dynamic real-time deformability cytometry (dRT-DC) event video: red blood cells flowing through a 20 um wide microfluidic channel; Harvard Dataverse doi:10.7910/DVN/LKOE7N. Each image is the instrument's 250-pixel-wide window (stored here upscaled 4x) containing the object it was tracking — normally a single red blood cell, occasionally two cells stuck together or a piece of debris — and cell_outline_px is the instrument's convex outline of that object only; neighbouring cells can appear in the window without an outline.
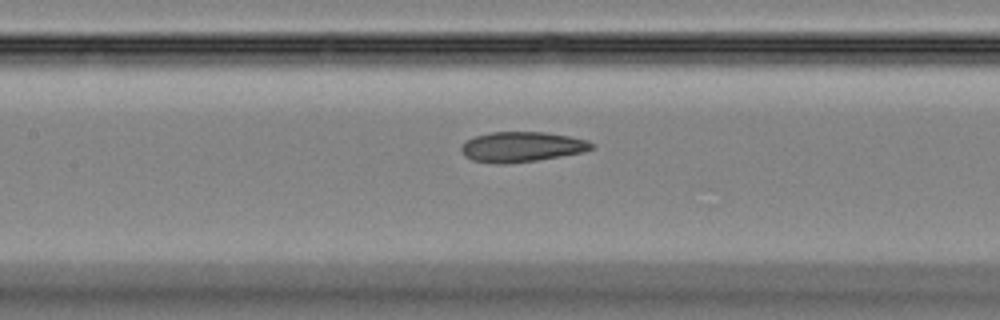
{"species": "Egyptian fruit bat (a non-hibernating species)", "species_latin": "Rousettus aegyptiacus", "temperature_condition": "room temperature", "stored_images_in_passage": 44, "camera_frame_rate_fps": 3000, "um_per_image_px": 0.085, "animal": {"sex": "female"}, "frame": {"image": 1, "passage_image": 20, "time_ms": 6.333, "image_size_px": [1000, 320], "cell_outline_px": [[596, 144], [592, 148], [584, 152], [536, 160], [504, 164], [496, 164], [472, 160], [464, 156], [460, 148], [464, 140], [488, 132], [544, 132], [568, 136], [588, 140]], "centroid_in_image_um": [44.32, 12.48], "position_along_channel_um": 163.1, "area_um2": 23.0}}
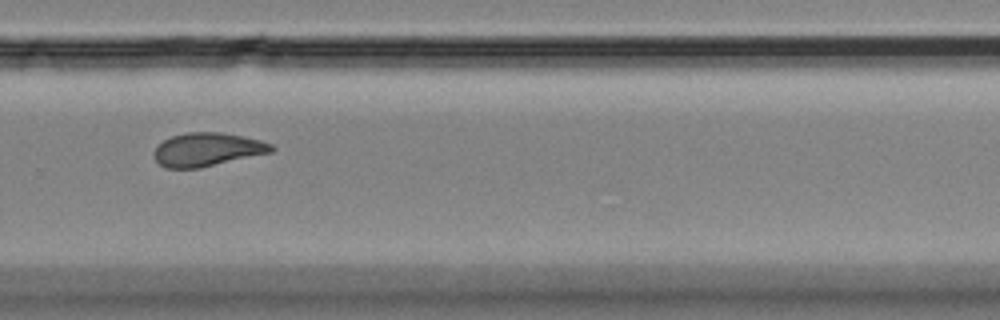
{"frame": {"image": 2, "passage_image": 30, "time_ms": 9.667, "image_size_px": [1000, 320], "cell_outline_px": [[276, 148], [272, 152], [200, 168], [164, 168], [152, 156], [152, 152], [164, 140], [172, 136], [188, 132], [220, 132], [260, 140], [272, 144]], "centroid_in_image_um": [17.61, 12.71], "position_along_channel_um": 312.2, "area_um2": 22.83}}
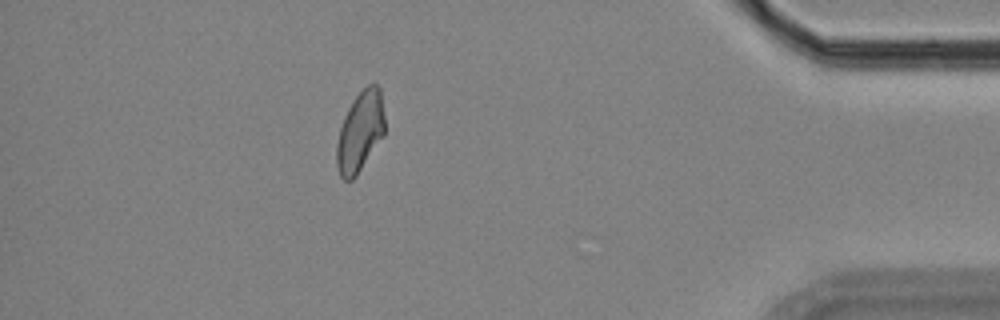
{"frame": {"image": 3, "passage_image": 39, "time_ms": 12.667, "image_size_px": [1000, 320], "cell_outline_px": [[384, 136], [356, 176], [352, 180], [344, 180], [340, 176], [336, 164], [336, 144], [340, 128], [344, 116], [352, 100], [372, 80], [380, 88], [384, 116]], "centroid_in_image_um": [30.61, 11.18], "position_along_channel_um": 404.6, "area_um2": 22.66}}